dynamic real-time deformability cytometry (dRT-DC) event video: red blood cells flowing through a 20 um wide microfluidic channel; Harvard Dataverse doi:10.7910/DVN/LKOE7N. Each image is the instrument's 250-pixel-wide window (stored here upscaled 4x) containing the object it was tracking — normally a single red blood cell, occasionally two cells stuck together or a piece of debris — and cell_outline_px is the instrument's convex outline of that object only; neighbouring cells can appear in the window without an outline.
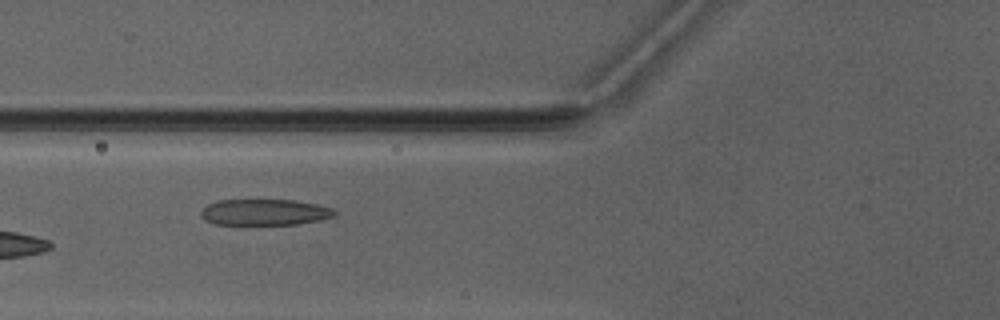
{"species": "Egyptian fruit bat (a non-hibernating species)", "species_latin": "Rousettus aegyptiacus", "temperature_condition": "warm", "stored_images_in_passage": 5, "camera_frame_rate_fps": 3000, "um_per_image_px": 0.085, "animal": {"sex": "male"}, "frame": {"image": 1, "passage_image": 2, "time_ms": 1.333, "image_size_px": [1000, 320], "cell_outline_px": [[340, 212], [336, 216], [320, 220], [296, 224], [216, 224], [204, 220], [200, 216], [200, 212], [208, 204], [220, 200], [292, 200], [316, 204], [332, 208]], "centroid_in_image_um": [22.53, 18.04], "position_along_channel_um": 103.3, "area_um2": 20.35}}
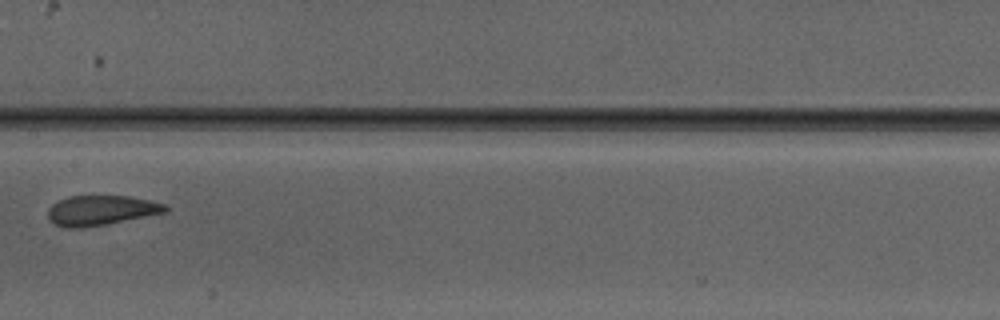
{"frame": {"image": 2, "passage_image": 4, "time_ms": 3.667, "image_size_px": [1000, 320], "cell_outline_px": [[168, 212], [108, 224], [80, 228], [64, 228], [48, 220], [48, 208], [52, 204], [68, 196], [128, 196], [148, 200], [164, 204], [168, 208]], "centroid_in_image_um": [8.57, 17.89], "position_along_channel_um": 198.8, "area_um2": 20.52}}
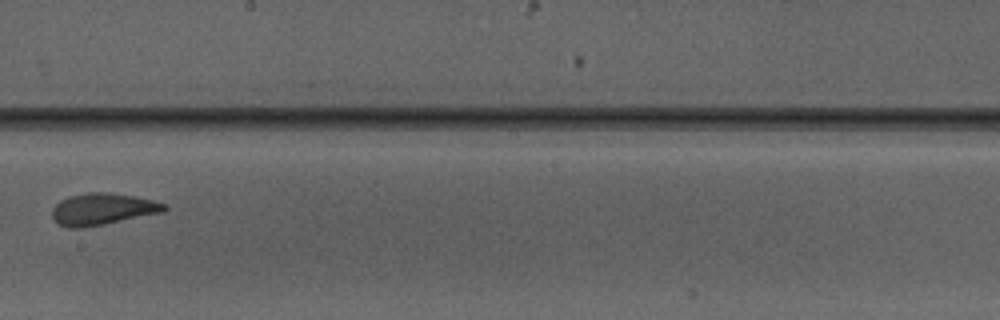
{"frame": {"image": 3, "passage_image": 5, "time_ms": 4.667, "image_size_px": [1000, 320], "cell_outline_px": [[168, 208], [164, 212], [84, 228], [68, 228], [56, 224], [52, 216], [52, 208], [60, 200], [68, 196], [88, 192], [108, 192], [132, 196], [152, 200], [168, 204]], "centroid_in_image_um": [8.69, 17.78], "position_along_channel_um": 239.5, "area_um2": 20.92}}